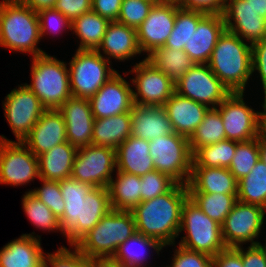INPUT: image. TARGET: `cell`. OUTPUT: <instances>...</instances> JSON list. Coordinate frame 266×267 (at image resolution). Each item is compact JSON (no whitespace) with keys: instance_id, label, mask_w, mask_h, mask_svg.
<instances>
[{"instance_id":"cell-7","label":"cell","mask_w":266,"mask_h":267,"mask_svg":"<svg viewBox=\"0 0 266 267\" xmlns=\"http://www.w3.org/2000/svg\"><path fill=\"white\" fill-rule=\"evenodd\" d=\"M182 231L187 235L181 237L178 245L187 249L213 258L227 248L222 239L221 224L210 219L189 197L182 206L178 234Z\"/></svg>"},{"instance_id":"cell-1","label":"cell","mask_w":266,"mask_h":267,"mask_svg":"<svg viewBox=\"0 0 266 267\" xmlns=\"http://www.w3.org/2000/svg\"><path fill=\"white\" fill-rule=\"evenodd\" d=\"M60 189L65 200L60 232L72 247L112 210L109 190L71 177L60 181Z\"/></svg>"},{"instance_id":"cell-37","label":"cell","mask_w":266,"mask_h":267,"mask_svg":"<svg viewBox=\"0 0 266 267\" xmlns=\"http://www.w3.org/2000/svg\"><path fill=\"white\" fill-rule=\"evenodd\" d=\"M189 198L212 220L222 224L238 201L237 194L189 192Z\"/></svg>"},{"instance_id":"cell-35","label":"cell","mask_w":266,"mask_h":267,"mask_svg":"<svg viewBox=\"0 0 266 267\" xmlns=\"http://www.w3.org/2000/svg\"><path fill=\"white\" fill-rule=\"evenodd\" d=\"M238 201L266 209V163L262 158L245 177L238 180Z\"/></svg>"},{"instance_id":"cell-41","label":"cell","mask_w":266,"mask_h":267,"mask_svg":"<svg viewBox=\"0 0 266 267\" xmlns=\"http://www.w3.org/2000/svg\"><path fill=\"white\" fill-rule=\"evenodd\" d=\"M22 208L26 213L29 221L40 230L61 231L59 219L52 213L42 201L33 193L26 192L22 198Z\"/></svg>"},{"instance_id":"cell-40","label":"cell","mask_w":266,"mask_h":267,"mask_svg":"<svg viewBox=\"0 0 266 267\" xmlns=\"http://www.w3.org/2000/svg\"><path fill=\"white\" fill-rule=\"evenodd\" d=\"M261 135L249 141L238 142L229 171L240 180L248 175L261 158Z\"/></svg>"},{"instance_id":"cell-28","label":"cell","mask_w":266,"mask_h":267,"mask_svg":"<svg viewBox=\"0 0 266 267\" xmlns=\"http://www.w3.org/2000/svg\"><path fill=\"white\" fill-rule=\"evenodd\" d=\"M149 148V141L129 136L116 149V171L141 177L147 172L155 170Z\"/></svg>"},{"instance_id":"cell-45","label":"cell","mask_w":266,"mask_h":267,"mask_svg":"<svg viewBox=\"0 0 266 267\" xmlns=\"http://www.w3.org/2000/svg\"><path fill=\"white\" fill-rule=\"evenodd\" d=\"M43 183L40 188L30 191L42 201L52 213L60 219L64 213L65 200L62 197L60 181L40 179Z\"/></svg>"},{"instance_id":"cell-11","label":"cell","mask_w":266,"mask_h":267,"mask_svg":"<svg viewBox=\"0 0 266 267\" xmlns=\"http://www.w3.org/2000/svg\"><path fill=\"white\" fill-rule=\"evenodd\" d=\"M244 92H231L216 108L227 140L249 141L261 135L263 111L255 112L244 101Z\"/></svg>"},{"instance_id":"cell-46","label":"cell","mask_w":266,"mask_h":267,"mask_svg":"<svg viewBox=\"0 0 266 267\" xmlns=\"http://www.w3.org/2000/svg\"><path fill=\"white\" fill-rule=\"evenodd\" d=\"M41 39L45 33H61L64 29L71 30L72 21L55 8L41 9L38 12Z\"/></svg>"},{"instance_id":"cell-53","label":"cell","mask_w":266,"mask_h":267,"mask_svg":"<svg viewBox=\"0 0 266 267\" xmlns=\"http://www.w3.org/2000/svg\"><path fill=\"white\" fill-rule=\"evenodd\" d=\"M212 267H243L241 253L236 248H226L213 257Z\"/></svg>"},{"instance_id":"cell-57","label":"cell","mask_w":266,"mask_h":267,"mask_svg":"<svg viewBox=\"0 0 266 267\" xmlns=\"http://www.w3.org/2000/svg\"><path fill=\"white\" fill-rule=\"evenodd\" d=\"M261 158L266 163V145L263 142L261 144Z\"/></svg>"},{"instance_id":"cell-22","label":"cell","mask_w":266,"mask_h":267,"mask_svg":"<svg viewBox=\"0 0 266 267\" xmlns=\"http://www.w3.org/2000/svg\"><path fill=\"white\" fill-rule=\"evenodd\" d=\"M226 30L222 14H206L193 31L184 51L195 62L207 64L219 37Z\"/></svg>"},{"instance_id":"cell-9","label":"cell","mask_w":266,"mask_h":267,"mask_svg":"<svg viewBox=\"0 0 266 267\" xmlns=\"http://www.w3.org/2000/svg\"><path fill=\"white\" fill-rule=\"evenodd\" d=\"M104 56L97 50L77 49L68 68L72 96L90 99L117 73Z\"/></svg>"},{"instance_id":"cell-38","label":"cell","mask_w":266,"mask_h":267,"mask_svg":"<svg viewBox=\"0 0 266 267\" xmlns=\"http://www.w3.org/2000/svg\"><path fill=\"white\" fill-rule=\"evenodd\" d=\"M237 144V141L226 139L203 146L193 154L192 166L229 168Z\"/></svg>"},{"instance_id":"cell-48","label":"cell","mask_w":266,"mask_h":267,"mask_svg":"<svg viewBox=\"0 0 266 267\" xmlns=\"http://www.w3.org/2000/svg\"><path fill=\"white\" fill-rule=\"evenodd\" d=\"M252 72L256 70L261 78L264 101H266V38L251 44Z\"/></svg>"},{"instance_id":"cell-26","label":"cell","mask_w":266,"mask_h":267,"mask_svg":"<svg viewBox=\"0 0 266 267\" xmlns=\"http://www.w3.org/2000/svg\"><path fill=\"white\" fill-rule=\"evenodd\" d=\"M130 115L131 136L150 141L152 138L170 135L174 132L163 106L133 104Z\"/></svg>"},{"instance_id":"cell-6","label":"cell","mask_w":266,"mask_h":267,"mask_svg":"<svg viewBox=\"0 0 266 267\" xmlns=\"http://www.w3.org/2000/svg\"><path fill=\"white\" fill-rule=\"evenodd\" d=\"M32 59V83L25 85L46 110L58 109L72 96L67 64L46 53Z\"/></svg>"},{"instance_id":"cell-44","label":"cell","mask_w":266,"mask_h":267,"mask_svg":"<svg viewBox=\"0 0 266 267\" xmlns=\"http://www.w3.org/2000/svg\"><path fill=\"white\" fill-rule=\"evenodd\" d=\"M177 183L157 170L141 176V202L169 192Z\"/></svg>"},{"instance_id":"cell-10","label":"cell","mask_w":266,"mask_h":267,"mask_svg":"<svg viewBox=\"0 0 266 267\" xmlns=\"http://www.w3.org/2000/svg\"><path fill=\"white\" fill-rule=\"evenodd\" d=\"M222 15L226 30L242 40L253 44L266 38V0H226Z\"/></svg>"},{"instance_id":"cell-16","label":"cell","mask_w":266,"mask_h":267,"mask_svg":"<svg viewBox=\"0 0 266 267\" xmlns=\"http://www.w3.org/2000/svg\"><path fill=\"white\" fill-rule=\"evenodd\" d=\"M4 115L18 142H22L46 110L39 98L24 84L5 97Z\"/></svg>"},{"instance_id":"cell-23","label":"cell","mask_w":266,"mask_h":267,"mask_svg":"<svg viewBox=\"0 0 266 267\" xmlns=\"http://www.w3.org/2000/svg\"><path fill=\"white\" fill-rule=\"evenodd\" d=\"M175 133L190 137L196 127L203 121L209 107L177 92L163 105Z\"/></svg>"},{"instance_id":"cell-17","label":"cell","mask_w":266,"mask_h":267,"mask_svg":"<svg viewBox=\"0 0 266 267\" xmlns=\"http://www.w3.org/2000/svg\"><path fill=\"white\" fill-rule=\"evenodd\" d=\"M130 73H136L132 84L133 103L140 106H163L175 92V82L144 58Z\"/></svg>"},{"instance_id":"cell-27","label":"cell","mask_w":266,"mask_h":267,"mask_svg":"<svg viewBox=\"0 0 266 267\" xmlns=\"http://www.w3.org/2000/svg\"><path fill=\"white\" fill-rule=\"evenodd\" d=\"M189 192L237 194L238 180L228 168L192 166Z\"/></svg>"},{"instance_id":"cell-19","label":"cell","mask_w":266,"mask_h":267,"mask_svg":"<svg viewBox=\"0 0 266 267\" xmlns=\"http://www.w3.org/2000/svg\"><path fill=\"white\" fill-rule=\"evenodd\" d=\"M132 92L129 82L117 72L89 99L94 118L130 112L134 104Z\"/></svg>"},{"instance_id":"cell-31","label":"cell","mask_w":266,"mask_h":267,"mask_svg":"<svg viewBox=\"0 0 266 267\" xmlns=\"http://www.w3.org/2000/svg\"><path fill=\"white\" fill-rule=\"evenodd\" d=\"M116 176L108 186L112 210L132 211L141 202V177L123 171Z\"/></svg>"},{"instance_id":"cell-55","label":"cell","mask_w":266,"mask_h":267,"mask_svg":"<svg viewBox=\"0 0 266 267\" xmlns=\"http://www.w3.org/2000/svg\"><path fill=\"white\" fill-rule=\"evenodd\" d=\"M95 267H120L112 264L110 261H96Z\"/></svg>"},{"instance_id":"cell-14","label":"cell","mask_w":266,"mask_h":267,"mask_svg":"<svg viewBox=\"0 0 266 267\" xmlns=\"http://www.w3.org/2000/svg\"><path fill=\"white\" fill-rule=\"evenodd\" d=\"M266 209L255 204L237 201L221 224L222 239L227 248H236L250 242L259 245L258 239L263 227Z\"/></svg>"},{"instance_id":"cell-58","label":"cell","mask_w":266,"mask_h":267,"mask_svg":"<svg viewBox=\"0 0 266 267\" xmlns=\"http://www.w3.org/2000/svg\"><path fill=\"white\" fill-rule=\"evenodd\" d=\"M263 108H264V113H263V123L266 125V101L263 102L262 104Z\"/></svg>"},{"instance_id":"cell-8","label":"cell","mask_w":266,"mask_h":267,"mask_svg":"<svg viewBox=\"0 0 266 267\" xmlns=\"http://www.w3.org/2000/svg\"><path fill=\"white\" fill-rule=\"evenodd\" d=\"M149 145L155 170L167 175L177 184L187 185L193 163L188 137L173 132L152 138Z\"/></svg>"},{"instance_id":"cell-18","label":"cell","mask_w":266,"mask_h":267,"mask_svg":"<svg viewBox=\"0 0 266 267\" xmlns=\"http://www.w3.org/2000/svg\"><path fill=\"white\" fill-rule=\"evenodd\" d=\"M180 6L176 0H158L150 9L137 30V40L141 52L150 54L154 49L163 47L171 34Z\"/></svg>"},{"instance_id":"cell-21","label":"cell","mask_w":266,"mask_h":267,"mask_svg":"<svg viewBox=\"0 0 266 267\" xmlns=\"http://www.w3.org/2000/svg\"><path fill=\"white\" fill-rule=\"evenodd\" d=\"M66 141V126L63 116L57 109H51L43 112L22 142L38 157Z\"/></svg>"},{"instance_id":"cell-36","label":"cell","mask_w":266,"mask_h":267,"mask_svg":"<svg viewBox=\"0 0 266 267\" xmlns=\"http://www.w3.org/2000/svg\"><path fill=\"white\" fill-rule=\"evenodd\" d=\"M192 154L199 148L226 140L223 121L217 108H209L203 121L188 138Z\"/></svg>"},{"instance_id":"cell-39","label":"cell","mask_w":266,"mask_h":267,"mask_svg":"<svg viewBox=\"0 0 266 267\" xmlns=\"http://www.w3.org/2000/svg\"><path fill=\"white\" fill-rule=\"evenodd\" d=\"M205 15L206 13L201 11L179 7L176 11L174 28L164 47H170L175 50H183L184 45L188 44L193 31L197 29L198 22Z\"/></svg>"},{"instance_id":"cell-25","label":"cell","mask_w":266,"mask_h":267,"mask_svg":"<svg viewBox=\"0 0 266 267\" xmlns=\"http://www.w3.org/2000/svg\"><path fill=\"white\" fill-rule=\"evenodd\" d=\"M40 241L39 235L29 233L8 242L0 250V267H43L45 253Z\"/></svg>"},{"instance_id":"cell-3","label":"cell","mask_w":266,"mask_h":267,"mask_svg":"<svg viewBox=\"0 0 266 267\" xmlns=\"http://www.w3.org/2000/svg\"><path fill=\"white\" fill-rule=\"evenodd\" d=\"M207 65L231 92H244L250 76L253 75L251 44L225 30Z\"/></svg>"},{"instance_id":"cell-2","label":"cell","mask_w":266,"mask_h":267,"mask_svg":"<svg viewBox=\"0 0 266 267\" xmlns=\"http://www.w3.org/2000/svg\"><path fill=\"white\" fill-rule=\"evenodd\" d=\"M189 197L187 185L176 184L169 192L140 202L131 212L136 232L154 238L164 246L174 245L181 224V211Z\"/></svg>"},{"instance_id":"cell-52","label":"cell","mask_w":266,"mask_h":267,"mask_svg":"<svg viewBox=\"0 0 266 267\" xmlns=\"http://www.w3.org/2000/svg\"><path fill=\"white\" fill-rule=\"evenodd\" d=\"M242 247L236 249L241 253L243 267H266V255L260 245H250L246 251Z\"/></svg>"},{"instance_id":"cell-56","label":"cell","mask_w":266,"mask_h":267,"mask_svg":"<svg viewBox=\"0 0 266 267\" xmlns=\"http://www.w3.org/2000/svg\"><path fill=\"white\" fill-rule=\"evenodd\" d=\"M261 139L262 142L266 145V125L264 123L262 124V129H261Z\"/></svg>"},{"instance_id":"cell-50","label":"cell","mask_w":266,"mask_h":267,"mask_svg":"<svg viewBox=\"0 0 266 267\" xmlns=\"http://www.w3.org/2000/svg\"><path fill=\"white\" fill-rule=\"evenodd\" d=\"M185 9L201 11L206 14H223L226 0H176Z\"/></svg>"},{"instance_id":"cell-30","label":"cell","mask_w":266,"mask_h":267,"mask_svg":"<svg viewBox=\"0 0 266 267\" xmlns=\"http://www.w3.org/2000/svg\"><path fill=\"white\" fill-rule=\"evenodd\" d=\"M131 127L130 112L94 119L92 144L116 150L121 143L131 136Z\"/></svg>"},{"instance_id":"cell-24","label":"cell","mask_w":266,"mask_h":267,"mask_svg":"<svg viewBox=\"0 0 266 267\" xmlns=\"http://www.w3.org/2000/svg\"><path fill=\"white\" fill-rule=\"evenodd\" d=\"M103 51L104 58L110 61L114 58L119 61H125L142 53L138 45L137 30L117 21L109 23L102 42L97 51Z\"/></svg>"},{"instance_id":"cell-51","label":"cell","mask_w":266,"mask_h":267,"mask_svg":"<svg viewBox=\"0 0 266 267\" xmlns=\"http://www.w3.org/2000/svg\"><path fill=\"white\" fill-rule=\"evenodd\" d=\"M92 10L108 21H117L122 0H92Z\"/></svg>"},{"instance_id":"cell-12","label":"cell","mask_w":266,"mask_h":267,"mask_svg":"<svg viewBox=\"0 0 266 267\" xmlns=\"http://www.w3.org/2000/svg\"><path fill=\"white\" fill-rule=\"evenodd\" d=\"M116 168L115 149L91 144L77 149L71 178L93 187L108 188Z\"/></svg>"},{"instance_id":"cell-59","label":"cell","mask_w":266,"mask_h":267,"mask_svg":"<svg viewBox=\"0 0 266 267\" xmlns=\"http://www.w3.org/2000/svg\"><path fill=\"white\" fill-rule=\"evenodd\" d=\"M259 245L261 246V248L264 250V252H265V255H266V243L263 245V244H261V243H259Z\"/></svg>"},{"instance_id":"cell-4","label":"cell","mask_w":266,"mask_h":267,"mask_svg":"<svg viewBox=\"0 0 266 267\" xmlns=\"http://www.w3.org/2000/svg\"><path fill=\"white\" fill-rule=\"evenodd\" d=\"M41 40L38 13L18 0L0 2V45L33 57L45 53L37 47Z\"/></svg>"},{"instance_id":"cell-13","label":"cell","mask_w":266,"mask_h":267,"mask_svg":"<svg viewBox=\"0 0 266 267\" xmlns=\"http://www.w3.org/2000/svg\"><path fill=\"white\" fill-rule=\"evenodd\" d=\"M175 92L209 108H216L231 93L207 64L199 63L175 82Z\"/></svg>"},{"instance_id":"cell-42","label":"cell","mask_w":266,"mask_h":267,"mask_svg":"<svg viewBox=\"0 0 266 267\" xmlns=\"http://www.w3.org/2000/svg\"><path fill=\"white\" fill-rule=\"evenodd\" d=\"M73 248L74 251L61 246L55 253H47L44 256L43 267H49V265L51 267H95L96 261L86 257L75 246H72Z\"/></svg>"},{"instance_id":"cell-29","label":"cell","mask_w":266,"mask_h":267,"mask_svg":"<svg viewBox=\"0 0 266 267\" xmlns=\"http://www.w3.org/2000/svg\"><path fill=\"white\" fill-rule=\"evenodd\" d=\"M76 152L77 148L66 141L39 155V179L61 181L70 178Z\"/></svg>"},{"instance_id":"cell-43","label":"cell","mask_w":266,"mask_h":267,"mask_svg":"<svg viewBox=\"0 0 266 267\" xmlns=\"http://www.w3.org/2000/svg\"><path fill=\"white\" fill-rule=\"evenodd\" d=\"M158 0H122L117 22L137 29Z\"/></svg>"},{"instance_id":"cell-33","label":"cell","mask_w":266,"mask_h":267,"mask_svg":"<svg viewBox=\"0 0 266 267\" xmlns=\"http://www.w3.org/2000/svg\"><path fill=\"white\" fill-rule=\"evenodd\" d=\"M110 21L95 13L93 10L82 14L74 19L71 24V31L75 32L80 39L78 49L97 50Z\"/></svg>"},{"instance_id":"cell-49","label":"cell","mask_w":266,"mask_h":267,"mask_svg":"<svg viewBox=\"0 0 266 267\" xmlns=\"http://www.w3.org/2000/svg\"><path fill=\"white\" fill-rule=\"evenodd\" d=\"M92 0H57L55 9L73 21L92 10Z\"/></svg>"},{"instance_id":"cell-15","label":"cell","mask_w":266,"mask_h":267,"mask_svg":"<svg viewBox=\"0 0 266 267\" xmlns=\"http://www.w3.org/2000/svg\"><path fill=\"white\" fill-rule=\"evenodd\" d=\"M40 178L38 158L23 143L0 136V184L22 186Z\"/></svg>"},{"instance_id":"cell-54","label":"cell","mask_w":266,"mask_h":267,"mask_svg":"<svg viewBox=\"0 0 266 267\" xmlns=\"http://www.w3.org/2000/svg\"><path fill=\"white\" fill-rule=\"evenodd\" d=\"M18 1L36 12H38L41 9L54 8L57 2V0H18Z\"/></svg>"},{"instance_id":"cell-32","label":"cell","mask_w":266,"mask_h":267,"mask_svg":"<svg viewBox=\"0 0 266 267\" xmlns=\"http://www.w3.org/2000/svg\"><path fill=\"white\" fill-rule=\"evenodd\" d=\"M163 247L165 248L158 240L135 232L124 243L119 245L110 262L120 267H146L147 262H145L146 257L144 254L146 253L147 255L149 248H153L159 254ZM139 248L143 251L140 252Z\"/></svg>"},{"instance_id":"cell-5","label":"cell","mask_w":266,"mask_h":267,"mask_svg":"<svg viewBox=\"0 0 266 267\" xmlns=\"http://www.w3.org/2000/svg\"><path fill=\"white\" fill-rule=\"evenodd\" d=\"M135 232L131 211L111 210L74 246L93 261H110L119 245Z\"/></svg>"},{"instance_id":"cell-34","label":"cell","mask_w":266,"mask_h":267,"mask_svg":"<svg viewBox=\"0 0 266 267\" xmlns=\"http://www.w3.org/2000/svg\"><path fill=\"white\" fill-rule=\"evenodd\" d=\"M146 60L165 73L173 82H176L195 65L184 50L164 46L154 49L147 55Z\"/></svg>"},{"instance_id":"cell-20","label":"cell","mask_w":266,"mask_h":267,"mask_svg":"<svg viewBox=\"0 0 266 267\" xmlns=\"http://www.w3.org/2000/svg\"><path fill=\"white\" fill-rule=\"evenodd\" d=\"M57 110L65 121L67 142L77 149L91 145L95 118L89 99L71 96Z\"/></svg>"},{"instance_id":"cell-47","label":"cell","mask_w":266,"mask_h":267,"mask_svg":"<svg viewBox=\"0 0 266 267\" xmlns=\"http://www.w3.org/2000/svg\"><path fill=\"white\" fill-rule=\"evenodd\" d=\"M213 258L207 254L179 245L174 252L172 265L167 267H212Z\"/></svg>"}]
</instances>
